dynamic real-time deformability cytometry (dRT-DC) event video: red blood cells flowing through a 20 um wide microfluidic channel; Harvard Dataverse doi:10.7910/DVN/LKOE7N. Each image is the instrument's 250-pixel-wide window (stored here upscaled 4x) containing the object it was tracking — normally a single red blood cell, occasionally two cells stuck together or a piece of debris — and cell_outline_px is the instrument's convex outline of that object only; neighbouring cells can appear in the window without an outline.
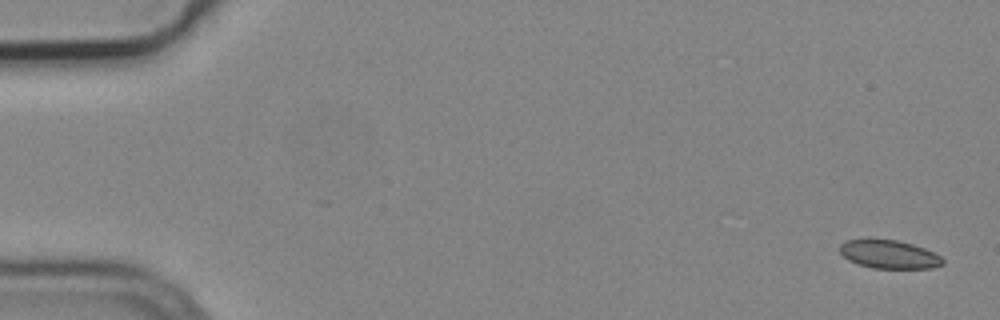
{"species": "common noctule bat (a hibernating species)", "species_latin": "Nyctalus noctula", "temperature_condition": "cold", "stored_images_in_passage": 5, "camera_frame_rate_fps": 3000, "um_per_image_px": 0.085, "animal": {"sex": "male", "body_mass_g": 19.2, "forearm_length_mm": 51.8}, "frame": {"image": 1, "passage_image": 1, "time_ms": 0.0, "image_size_px": [1000, 320], "cell_outline_px": [[944, 264], [932, 268], [872, 268], [848, 260], [840, 252], [840, 244], [848, 240], [868, 236], [896, 240], [912, 244], [924, 248], [940, 256], [944, 260]], "centroid_in_image_um": [75.53, 21.58], "position_along_channel_um": 9.5, "area_um2": 17.4}}
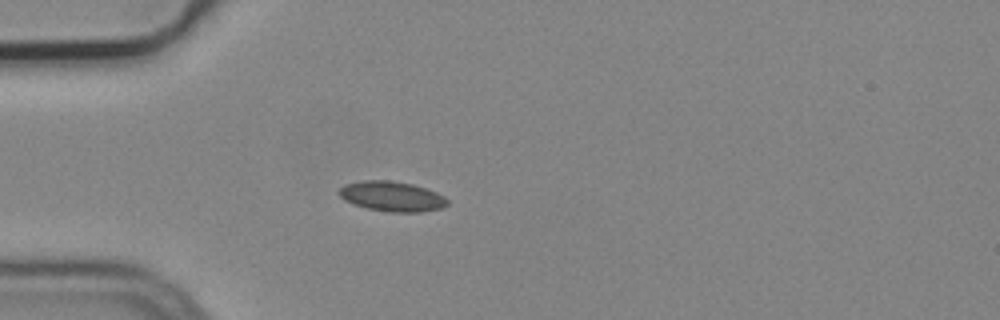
{"frame": {"image": 2, "passage_image": 5, "time_ms": 1.333, "image_size_px": [1000, 320], "cell_outline_px": [[448, 204], [444, 208], [420, 212], [388, 212], [368, 208], [352, 204], [344, 200], [336, 192], [344, 184], [364, 180], [388, 180], [412, 184], [436, 192], [444, 196], [448, 200]], "centroid_in_image_um": [33.3, 16.69], "position_along_channel_um": 51.7, "area_um2": 19.07}}